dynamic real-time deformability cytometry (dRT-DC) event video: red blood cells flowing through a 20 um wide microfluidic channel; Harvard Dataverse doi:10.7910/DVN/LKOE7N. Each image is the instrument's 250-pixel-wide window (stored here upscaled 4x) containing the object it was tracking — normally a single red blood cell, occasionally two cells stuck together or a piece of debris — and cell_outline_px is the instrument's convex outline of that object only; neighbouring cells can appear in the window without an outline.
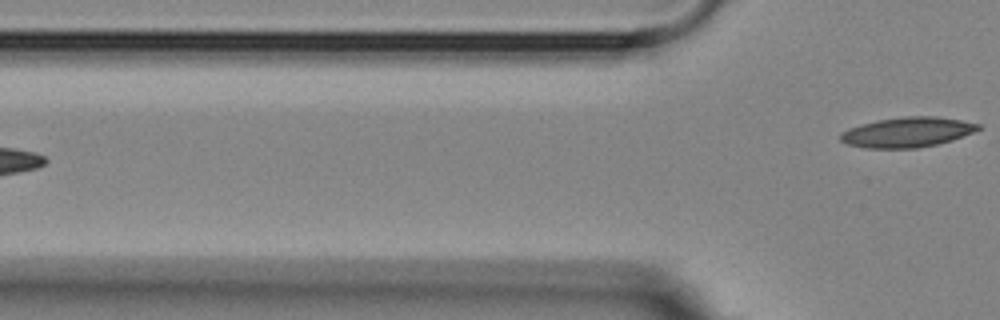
{"species": "Egyptian fruit bat (a non-hibernating species)", "species_latin": "Rousettus aegyptiacus", "temperature_condition": "room temperature", "stored_images_in_passage": 3, "segment_of_instrument_passage": [2, 2], "camera_frame_rate_fps": 3000, "um_per_image_px": 0.085, "animal": {"sex": "female"}, "frame": {"image": 1, "passage_image": 3, "time_ms": 2.333, "image_size_px": [1000, 320], "cell_outline_px": [[980, 128], [972, 132], [952, 140], [936, 144], [916, 148], [868, 148], [848, 144], [840, 140], [840, 132], [848, 128], [860, 124], [876, 120], [904, 116], [936, 116], [960, 120], [980, 124]], "centroid_in_image_um": [77.08, 11.23], "position_along_channel_um": 48.7, "area_um2": 23.99}}